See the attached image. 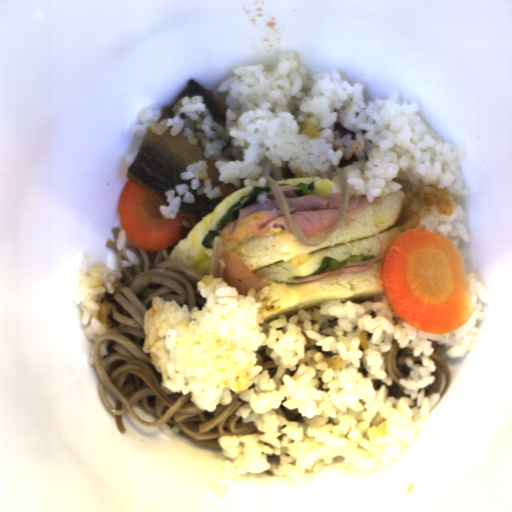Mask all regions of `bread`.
<instances>
[{
	"label": "bread",
	"instance_id": "bread-1",
	"mask_svg": "<svg viewBox=\"0 0 512 512\" xmlns=\"http://www.w3.org/2000/svg\"><path fill=\"white\" fill-rule=\"evenodd\" d=\"M405 201L406 193L401 189L375 197L348 224L342 222L328 240L316 246L304 245L293 233H284L251 239L232 248L251 274L271 282L255 291L256 300L266 305L258 310L261 327L277 319L279 314L294 317L300 308L319 309L321 304L335 300L344 304L382 302L383 256L393 239L406 230L402 220ZM381 244L384 246L381 258L363 271L300 284L287 281L292 276L317 270L323 255L343 261L360 252L377 253Z\"/></svg>",
	"mask_w": 512,
	"mask_h": 512
},
{
	"label": "bread",
	"instance_id": "bread-2",
	"mask_svg": "<svg viewBox=\"0 0 512 512\" xmlns=\"http://www.w3.org/2000/svg\"><path fill=\"white\" fill-rule=\"evenodd\" d=\"M252 188L250 183V185L228 194L198 223L194 226L191 225L187 236L176 243L168 261H185L197 269L203 277L204 275H212L211 248L202 246L203 239L209 230L217 227V222L223 214L235 205L242 195H249Z\"/></svg>",
	"mask_w": 512,
	"mask_h": 512
}]
</instances>
